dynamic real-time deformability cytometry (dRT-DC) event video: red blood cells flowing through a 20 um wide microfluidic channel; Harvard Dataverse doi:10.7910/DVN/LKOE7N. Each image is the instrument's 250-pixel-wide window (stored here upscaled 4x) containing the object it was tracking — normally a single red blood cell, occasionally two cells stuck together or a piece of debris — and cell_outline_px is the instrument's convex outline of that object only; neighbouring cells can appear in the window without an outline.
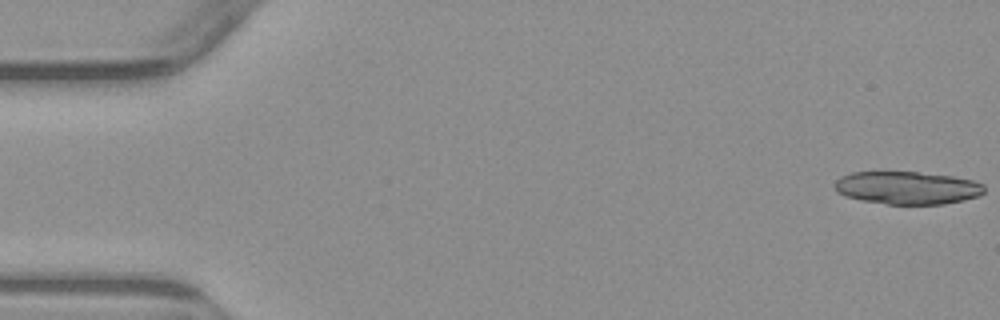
{"species": "common noctule bat (a hibernating species)", "species_latin": "Nyctalus noctula", "temperature_condition": "warm", "stored_images_in_passage": 6, "camera_frame_rate_fps": 3000, "um_per_image_px": 0.085, "animal": {"sex": "male", "body_mass_g": 23.1, "forearm_length_mm": 52.7}, "frame": {"image": 1, "passage_image": 1, "time_ms": 0.0, "image_size_px": [1000, 320], "cell_outline_px": [[984, 192], [980, 196], [964, 200], [944, 204], [888, 204], [860, 200], [844, 196], [836, 192], [832, 184], [840, 176], [852, 172], [916, 172], [952, 176], [972, 180], [984, 184]], "centroid_in_image_um": [77.08, 15.97], "position_along_channel_um": 7.9, "area_um2": 28.84}}
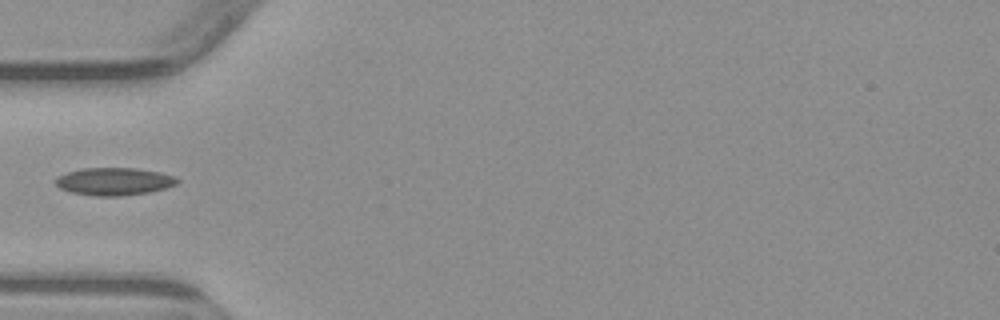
{"frame": {"image": 2, "passage_image": 5, "time_ms": 5.667, "image_size_px": [1000, 320], "cell_outline_px": [[180, 180], [176, 184], [164, 188], [148, 192], [120, 196], [96, 196], [72, 192], [60, 188], [52, 180], [56, 176], [80, 168], [136, 168], [160, 172], [176, 176]], "centroid_in_image_um": [9.68, 15.41], "position_along_channel_um": 75.3, "area_um2": 19.65}}
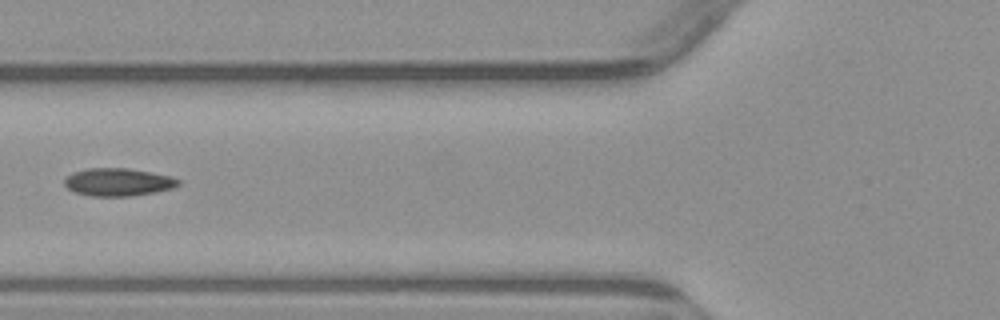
{"frame": {"image": 3, "passage_image": 6, "time_ms": 6.667, "image_size_px": [1000, 320], "cell_outline_px": [[180, 184], [172, 188], [156, 192], [132, 196], [92, 196], [76, 192], [68, 188], [64, 184], [64, 180], [72, 172], [88, 168], [128, 168], [152, 172], [172, 176], [180, 180]], "centroid_in_image_um": [10.07, 15.47], "position_along_channel_um": 115.7, "area_um2": 18.5}}